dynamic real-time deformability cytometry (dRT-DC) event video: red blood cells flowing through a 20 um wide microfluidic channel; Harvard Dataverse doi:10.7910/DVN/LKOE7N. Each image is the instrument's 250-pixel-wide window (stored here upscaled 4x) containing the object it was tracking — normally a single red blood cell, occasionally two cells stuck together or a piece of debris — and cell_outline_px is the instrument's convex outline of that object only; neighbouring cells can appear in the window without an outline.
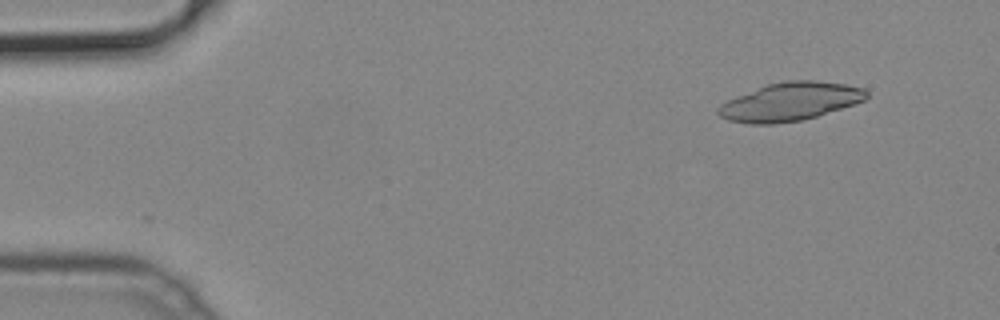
{"species": "common noctule bat (a hibernating species)", "species_latin": "Nyctalus noctula", "temperature_condition": "cold", "stored_images_in_passage": 2, "camera_frame_rate_fps": 3000, "um_per_image_px": 0.085, "animal": {"sex": "male", "body_mass_g": 19.2, "forearm_length_mm": 51.8}, "frame": {"image": 1, "passage_image": 1, "time_ms": 0.0, "image_size_px": [1000, 320], "cell_outline_px": [[868, 96], [864, 100], [804, 120], [772, 124], [748, 124], [728, 120], [720, 116], [716, 112], [716, 108], [720, 104], [736, 96], [768, 84], [784, 80], [816, 80], [844, 84], [864, 88], [868, 92]], "centroid_in_image_um": [67.12, 8.64], "position_along_channel_um": 17.9, "area_um2": 32.95}}